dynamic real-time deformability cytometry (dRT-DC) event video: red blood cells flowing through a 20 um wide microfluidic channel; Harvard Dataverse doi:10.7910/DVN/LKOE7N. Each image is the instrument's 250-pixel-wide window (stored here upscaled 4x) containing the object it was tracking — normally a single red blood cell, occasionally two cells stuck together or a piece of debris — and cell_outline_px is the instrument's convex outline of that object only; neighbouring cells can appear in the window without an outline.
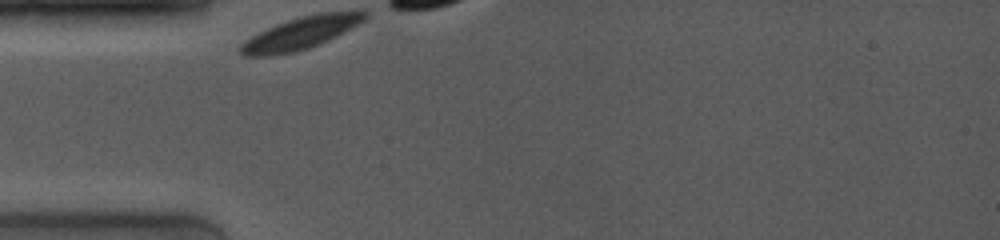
{"species": "common noctule bat (a hibernating species)", "species_latin": "Nyctalus noctula", "temperature_condition": "room temperature", "stored_images_in_passage": 4, "camera_frame_rate_fps": 4000, "um_per_image_px": 0.085, "animal": {"sex": "female", "body_mass_g": 19.0, "forearm_length_mm": 53.3}, "frame": {"image": 1, "passage_image": 1, "time_ms": 0.0, "image_size_px": [1000, 240], "cell_outline_px": [[368, 16], [364, 20], [336, 36], [320, 44], [296, 52], [272, 56], [244, 56], [240, 52], [240, 44], [244, 40], [276, 24], [300, 16], [320, 12], [368, 12]], "centroid_in_image_um": [25.51, 2.83], "position_along_channel_um": 59.5, "area_um2": 23.12}}